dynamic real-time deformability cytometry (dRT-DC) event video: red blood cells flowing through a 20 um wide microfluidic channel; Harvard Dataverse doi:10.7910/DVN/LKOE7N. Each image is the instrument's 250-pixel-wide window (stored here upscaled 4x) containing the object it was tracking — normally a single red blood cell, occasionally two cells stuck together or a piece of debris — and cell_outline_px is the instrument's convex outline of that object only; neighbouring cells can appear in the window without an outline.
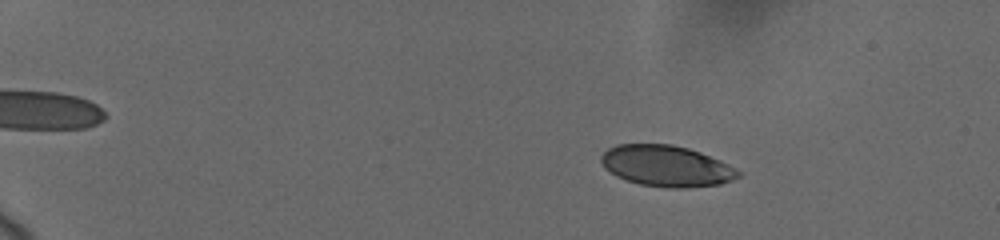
{"species": "human", "species_latin": "Homo sapiens", "temperature_condition": "cold", "stored_images_in_passage": 65, "camera_frame_rate_fps": 3000, "um_per_image_px": 0.085, "donor": {"sex": "female"}, "frame": {"image": 1, "passage_image": 10, "time_ms": 3.333, "image_size_px": [1000, 240], "cell_outline_px": [[740, 176], [732, 180], [720, 184], [684, 188], [668, 188], [640, 184], [616, 176], [604, 168], [600, 160], [600, 156], [608, 148], [616, 144], [672, 144], [688, 148], [700, 152], [720, 160], [728, 164], [740, 172]], "centroid_in_image_um": [56.62, 14.1], "position_along_channel_um": 28.4, "area_um2": 32.83}}
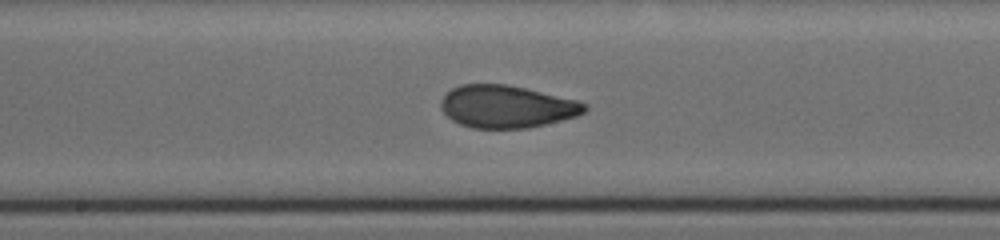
{"frame": {"image": 2, "passage_image": 39, "time_ms": 11.333, "image_size_px": [1000, 240], "cell_outline_px": [[588, 108], [584, 112], [576, 116], [528, 128], [472, 128], [460, 124], [452, 120], [440, 108], [440, 100], [452, 88], [460, 84], [508, 84], [576, 100], [588, 104]], "centroid_in_image_um": [43.05, 9.05], "position_along_channel_um": 205.2, "area_um2": 35.43}}
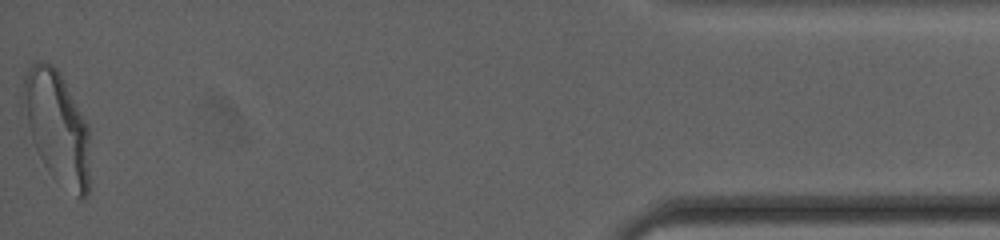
{"frame": {"image": 3, "passage_image": 65, "time_ms": 19.333, "image_size_px": [1000, 240], "cell_outline_px": [[88, 192], [84, 200], [80, 200], [52, 176], [48, 172], [32, 140], [28, 120], [24, 92], [24, 76], [28, 68], [36, 60], [40, 60], [52, 64], [60, 72], [88, 124]], "centroid_in_image_um": [4.89, 10.81], "position_along_channel_um": 430.3, "area_um2": 42.71}, "authors_computed_cell_mechanics": {"area_um2": 34.8534, "velocity_mm_per_s": 3.6725, "shape_relaxation_time_tau1_ms": 3.7522, "shape_relaxation_time_tau2_ms": 0.8939, "deformation_change_tau1": 0.1484, "deformation_change_tau2": 0.0601}}